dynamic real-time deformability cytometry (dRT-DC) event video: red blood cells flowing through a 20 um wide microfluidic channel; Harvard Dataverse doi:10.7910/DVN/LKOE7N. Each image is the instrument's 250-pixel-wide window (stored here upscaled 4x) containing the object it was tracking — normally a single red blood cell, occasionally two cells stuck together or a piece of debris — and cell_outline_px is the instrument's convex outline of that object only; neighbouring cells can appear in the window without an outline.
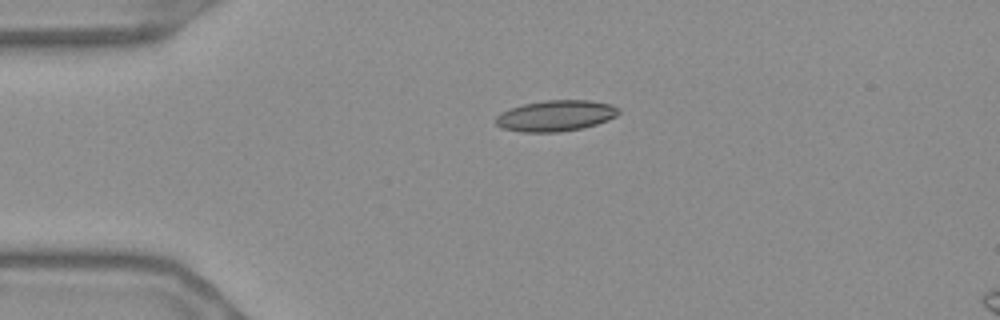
{"species": "Egyptian fruit bat (a non-hibernating species)", "species_latin": "Rousettus aegyptiacus", "temperature_condition": "warm", "stored_images_in_passage": 44, "camera_frame_rate_fps": 3000, "um_per_image_px": 0.085, "frame": {"image": 1, "passage_image": 1, "time_ms": 0.0, "image_size_px": [1000, 320], "cell_outline_px": [[620, 112], [616, 116], [608, 120], [584, 128], [560, 132], [520, 132], [504, 128], [496, 124], [496, 116], [500, 112], [524, 104], [544, 100], [588, 100], [612, 104]], "centroid_in_image_um": [47.24, 9.84], "position_along_channel_um": 37.8, "area_um2": 22.14}}
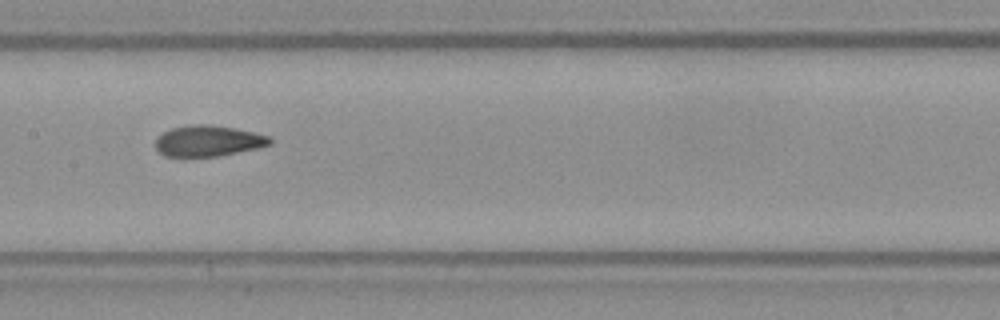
{"frame": {"image": 2, "passage_image": 16, "time_ms": 5.0, "image_size_px": [1000, 320], "cell_outline_px": [[272, 144], [260, 148], [220, 156], [164, 156], [156, 148], [156, 140], [164, 132], [172, 128], [192, 124], [212, 124], [252, 132], [268, 136], [272, 140]], "centroid_in_image_um": [17.73, 11.98], "position_along_channel_um": 189.7, "area_um2": 20.52}}
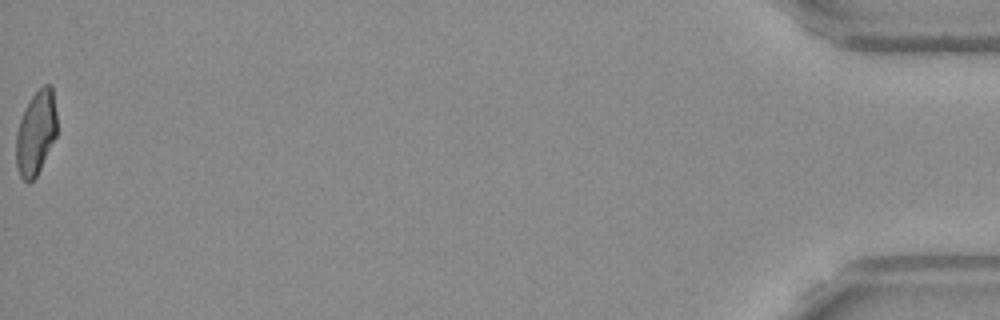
{"frame": {"image": 3, "passage_image": 44, "time_ms": 14.333, "image_size_px": [1000, 320], "cell_outline_px": [[56, 136], [36, 176], [28, 184], [20, 176], [16, 164], [16, 132], [20, 120], [32, 96], [44, 84], [52, 84], [56, 112]], "centroid_in_image_um": [3.05, 11.29], "position_along_channel_um": 432.1, "area_um2": 19.77}, "authors_computed_cell_mechanics": {"area_um2": 21.0392, "velocity_mm_per_s": 3.6853, "shape_relaxation_time_tau1_ms": null, "shape_relaxation_time_tau2_ms": 1.8376, "deformation_change_tau1": null, "deformation_change_tau2": 0.0849}}